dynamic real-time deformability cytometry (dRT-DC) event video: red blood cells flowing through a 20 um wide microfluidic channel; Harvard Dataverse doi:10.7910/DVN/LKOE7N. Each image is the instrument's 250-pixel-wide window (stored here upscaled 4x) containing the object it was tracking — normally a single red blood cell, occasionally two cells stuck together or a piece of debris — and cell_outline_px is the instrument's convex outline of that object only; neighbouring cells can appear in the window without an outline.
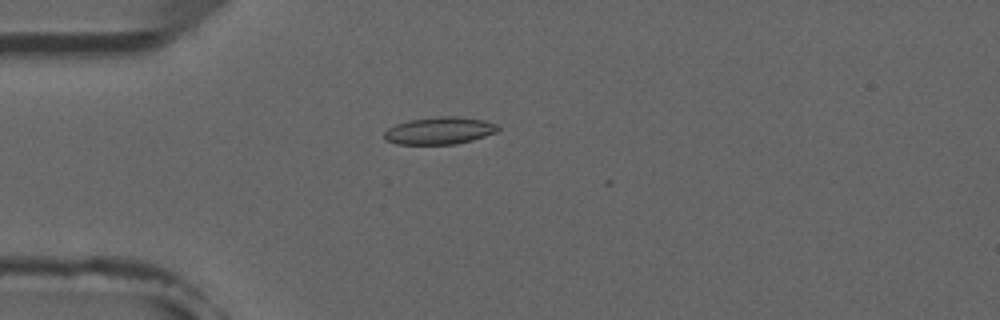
{"species": "common noctule bat (a hibernating species)", "species_latin": "Nyctalus noctula", "temperature_condition": "room temperature", "stored_images_in_passage": 4, "camera_frame_rate_fps": 3000, "um_per_image_px": 0.085, "animal": {"sex": "male", "forearm_length_mm": 52.5}, "frame": {"image": 1, "passage_image": 4, "time_ms": 3.333, "image_size_px": [1000, 320], "cell_outline_px": [[500, 128], [496, 132], [472, 140], [456, 144], [396, 144], [384, 140], [384, 132], [388, 128], [396, 124], [408, 120], [440, 116], [456, 116], [484, 120], [496, 124]], "centroid_in_image_um": [37.33, 11.1], "position_along_channel_um": 47.7, "area_um2": 18.09}}